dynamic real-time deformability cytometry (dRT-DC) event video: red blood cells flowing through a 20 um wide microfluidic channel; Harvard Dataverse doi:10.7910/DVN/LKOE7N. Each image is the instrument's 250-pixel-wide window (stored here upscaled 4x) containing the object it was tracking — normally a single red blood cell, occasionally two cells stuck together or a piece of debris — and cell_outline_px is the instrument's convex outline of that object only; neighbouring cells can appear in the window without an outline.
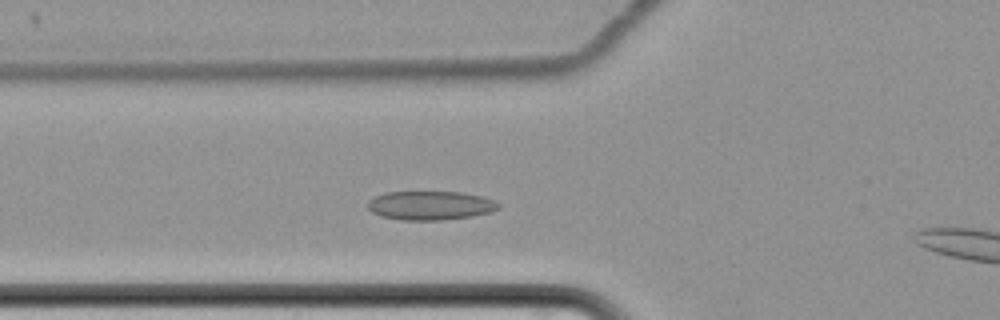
{"species": "common noctule bat (a hibernating species)", "species_latin": "Nyctalus noctula", "temperature_condition": "cold", "stored_images_in_passage": 15, "camera_frame_rate_fps": 3000, "um_per_image_px": 0.085, "animal": {"sex": "female", "body_mass_g": 22.7, "forearm_length_mm": 54.2}, "frame": {"image": 1, "passage_image": 13, "time_ms": 4.0, "image_size_px": [1000, 320], "cell_outline_px": [[500, 208], [492, 212], [472, 216], [440, 220], [400, 220], [380, 216], [372, 212], [368, 208], [368, 200], [376, 196], [388, 192], [460, 192], [480, 196], [492, 200], [500, 204]], "centroid_in_image_um": [36.57, 17.47], "position_along_channel_um": 89.2, "area_um2": 21.96}}